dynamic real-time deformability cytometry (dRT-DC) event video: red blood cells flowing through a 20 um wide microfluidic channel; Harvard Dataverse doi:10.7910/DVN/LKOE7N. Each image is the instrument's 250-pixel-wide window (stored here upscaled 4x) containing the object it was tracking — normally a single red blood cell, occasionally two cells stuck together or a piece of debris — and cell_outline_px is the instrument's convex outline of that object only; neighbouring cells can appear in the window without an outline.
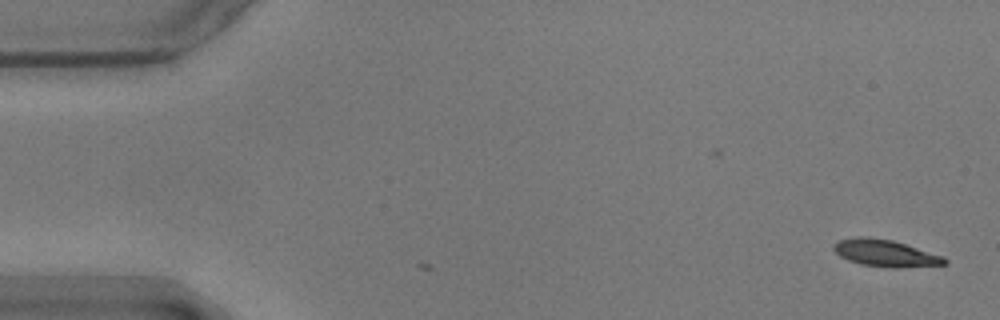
{"species": "common noctule bat (a hibernating species)", "species_latin": "Nyctalus noctula", "temperature_condition": "warm", "stored_images_in_passage": 3, "camera_frame_rate_fps": 3000, "um_per_image_px": 0.085, "animal": {"sex": "male", "body_mass_g": 17.9}, "frame": {"image": 1, "passage_image": 3, "time_ms": 0.667, "image_size_px": [1000, 320], "cell_outline_px": [[948, 264], [896, 268], [892, 268], [860, 264], [848, 260], [840, 256], [832, 248], [832, 244], [840, 240], [856, 236], [868, 236], [892, 240], [944, 256], [948, 260]], "centroid_in_image_um": [75.25, 21.51], "position_along_channel_um": 9.7, "area_um2": 17.51}}